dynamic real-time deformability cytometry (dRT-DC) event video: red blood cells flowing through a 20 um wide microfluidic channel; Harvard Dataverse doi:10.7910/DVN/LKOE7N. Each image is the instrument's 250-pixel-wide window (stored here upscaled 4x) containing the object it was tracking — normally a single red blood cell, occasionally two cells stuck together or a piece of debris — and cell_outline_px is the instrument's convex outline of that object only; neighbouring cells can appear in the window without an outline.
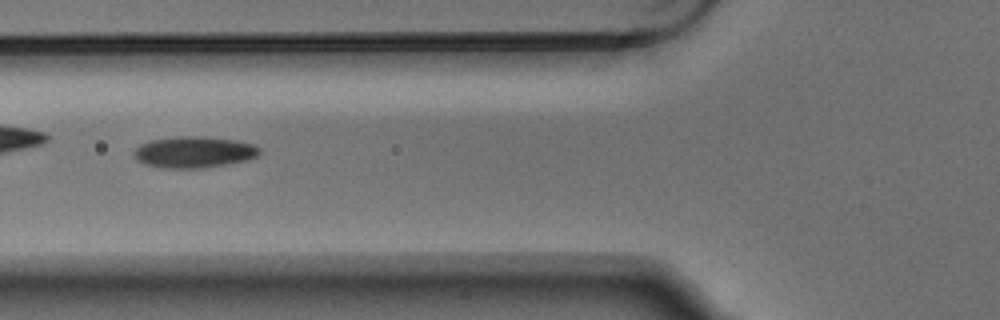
{"species": "Egyptian fruit bat (a non-hibernating species)", "species_latin": "Rousettus aegyptiacus", "temperature_condition": "warm", "stored_images_in_passage": 6, "camera_frame_rate_fps": 3000, "um_per_image_px": 0.085, "animal": {"sex": "male"}, "frame": {"image": 1, "passage_image": 4, "time_ms": 1.0, "image_size_px": [1000, 320], "cell_outline_px": [[260, 152], [256, 156], [248, 160], [228, 164], [204, 168], [160, 168], [144, 164], [136, 160], [132, 152], [140, 144], [152, 140], [180, 136], [200, 136], [232, 140], [252, 144], [260, 148]], "centroid_in_image_um": [16.45, 12.94], "position_along_channel_um": 109.3, "area_um2": 22.95}}
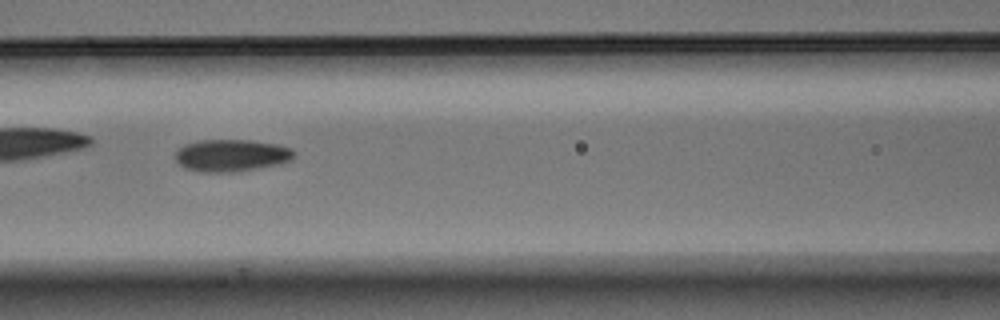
{"frame": {"image": 2, "passage_image": 5, "time_ms": 1.333, "image_size_px": [1000, 320], "cell_outline_px": [[296, 152], [292, 160], [280, 164], [260, 168], [236, 172], [200, 172], [184, 168], [176, 160], [176, 148], [184, 144], [196, 140], [252, 140], [276, 144], [292, 148]], "centroid_in_image_um": [19.67, 13.21], "position_along_channel_um": 146.9, "area_um2": 22.66}}
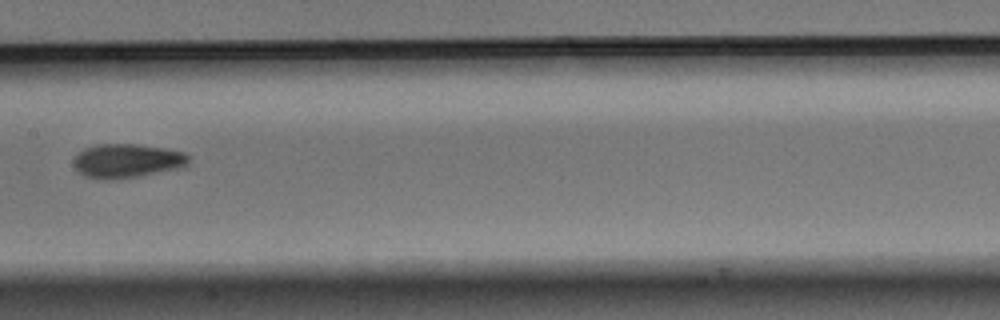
{"frame": {"image": 3, "passage_image": 6, "time_ms": 1.667, "image_size_px": [1000, 320], "cell_outline_px": [[188, 164], [176, 168], [136, 176], [108, 180], [104, 180], [84, 176], [76, 168], [72, 160], [84, 148], [96, 144], [136, 144], [164, 148], [184, 152], [188, 156]], "centroid_in_image_um": [10.74, 13.66], "position_along_channel_um": 196.7, "area_um2": 22.43}}